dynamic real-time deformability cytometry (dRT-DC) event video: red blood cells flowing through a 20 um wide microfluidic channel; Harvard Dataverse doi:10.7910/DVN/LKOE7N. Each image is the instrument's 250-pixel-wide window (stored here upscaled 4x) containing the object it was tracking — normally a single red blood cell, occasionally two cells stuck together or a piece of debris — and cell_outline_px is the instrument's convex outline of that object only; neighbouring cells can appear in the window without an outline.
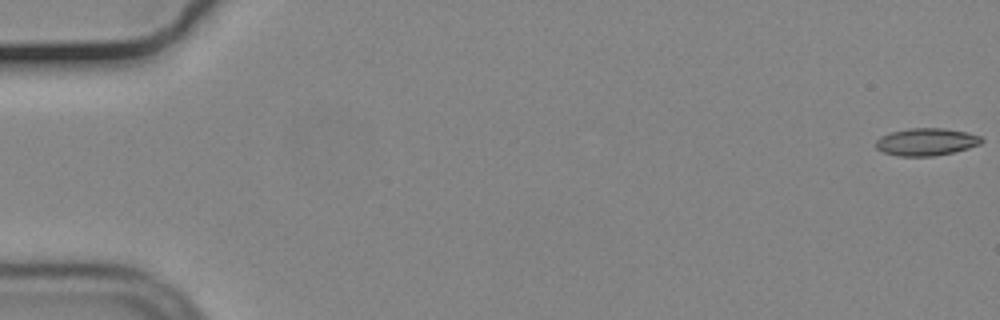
{"species": "common noctule bat (a hibernating species)", "species_latin": "Nyctalus noctula", "temperature_condition": "cold", "stored_images_in_passage": 19, "camera_frame_rate_fps": 3000, "um_per_image_px": 0.085, "animal": {"sex": "male", "body_mass_g": 19.2, "forearm_length_mm": 51.8}, "frame": {"image": 1, "passage_image": 1, "time_ms": 0.0, "image_size_px": [1000, 320], "cell_outline_px": [[984, 140], [980, 144], [968, 148], [952, 152], [932, 156], [900, 156], [884, 152], [876, 148], [876, 140], [880, 136], [892, 132], [908, 128], [944, 128], [968, 132], [980, 136]], "centroid_in_image_um": [78.74, 12.05], "position_along_channel_um": 6.3, "area_um2": 16.82}}
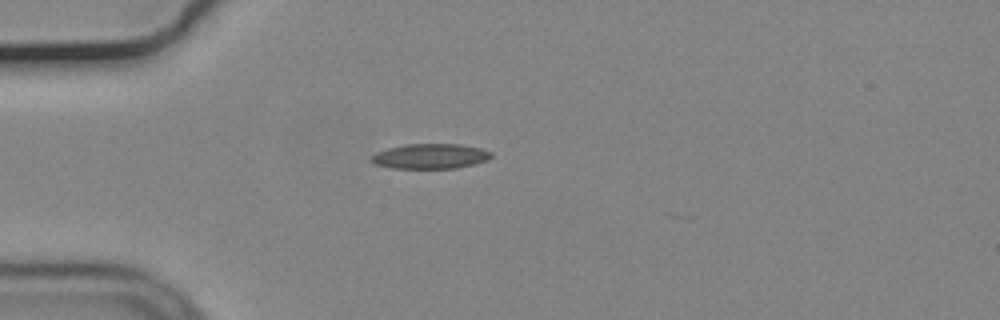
{"frame": {"image": 2, "passage_image": 16, "time_ms": 5.0, "image_size_px": [1000, 320], "cell_outline_px": [[492, 156], [488, 160], [456, 168], [392, 168], [376, 164], [368, 160], [376, 152], [388, 148], [408, 144], [460, 144], [480, 148], [492, 152]], "centroid_in_image_um": [36.57, 13.28], "position_along_channel_um": 48.4, "area_um2": 17.4}}